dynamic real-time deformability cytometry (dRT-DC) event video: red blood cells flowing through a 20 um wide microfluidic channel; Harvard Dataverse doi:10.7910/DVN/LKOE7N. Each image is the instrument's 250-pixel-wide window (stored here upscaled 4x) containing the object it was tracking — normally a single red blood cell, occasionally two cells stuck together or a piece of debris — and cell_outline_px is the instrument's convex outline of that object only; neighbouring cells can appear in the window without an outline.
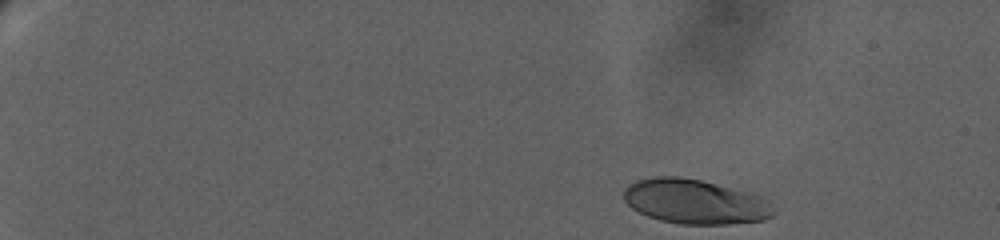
{"species": "human", "species_latin": "Homo sapiens", "temperature_condition": "warm", "stored_images_in_passage": 20, "camera_frame_rate_fps": 3000, "um_per_image_px": 0.085, "donor": {"sex": "female"}, "frame": {"image": 1, "passage_image": 1, "time_ms": 0.0, "image_size_px": [1000, 240], "cell_outline_px": [[776, 212], [772, 216], [764, 220], [728, 224], [680, 224], [660, 220], [648, 216], [632, 208], [624, 200], [624, 188], [628, 184], [636, 180], [652, 176], [680, 176], [700, 180], [752, 192], [764, 196], [776, 208]], "centroid_in_image_um": [59.12, 17.13], "position_along_channel_um": 25.9, "area_um2": 39.48}}
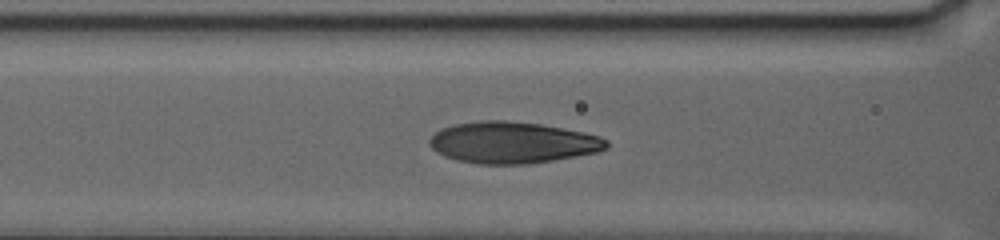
{"frame": {"image": 2, "passage_image": 12, "time_ms": 8.333, "image_size_px": [1000, 240], "cell_outline_px": [[608, 148], [596, 152], [552, 160], [528, 164], [480, 164], [456, 160], [444, 156], [436, 152], [428, 144], [428, 140], [436, 132], [444, 128], [456, 124], [484, 120], [504, 120], [540, 124], [600, 136], [608, 140]], "centroid_in_image_um": [43.53, 12.12], "position_along_channel_um": 123.1, "area_um2": 42.43}}
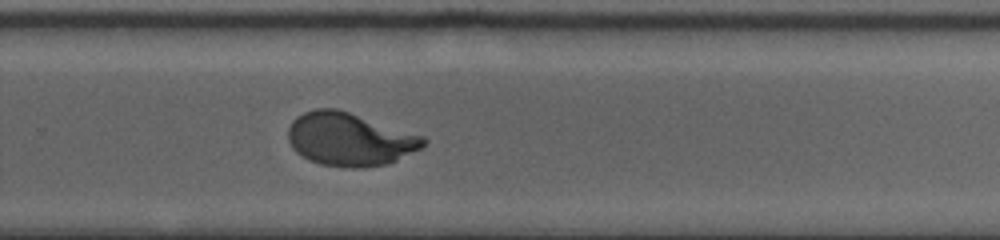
{"frame": {"image": 3, "passage_image": 20, "time_ms": 14.333, "image_size_px": [1000, 240], "cell_outline_px": [[428, 140], [420, 148], [388, 164], [364, 168], [348, 168], [320, 164], [296, 152], [292, 148], [288, 140], [288, 128], [292, 120], [296, 116], [304, 112], [316, 108], [336, 108], [424, 136]], "centroid_in_image_um": [29.7, 11.84], "position_along_channel_um": 300.1, "area_um2": 41.79}}